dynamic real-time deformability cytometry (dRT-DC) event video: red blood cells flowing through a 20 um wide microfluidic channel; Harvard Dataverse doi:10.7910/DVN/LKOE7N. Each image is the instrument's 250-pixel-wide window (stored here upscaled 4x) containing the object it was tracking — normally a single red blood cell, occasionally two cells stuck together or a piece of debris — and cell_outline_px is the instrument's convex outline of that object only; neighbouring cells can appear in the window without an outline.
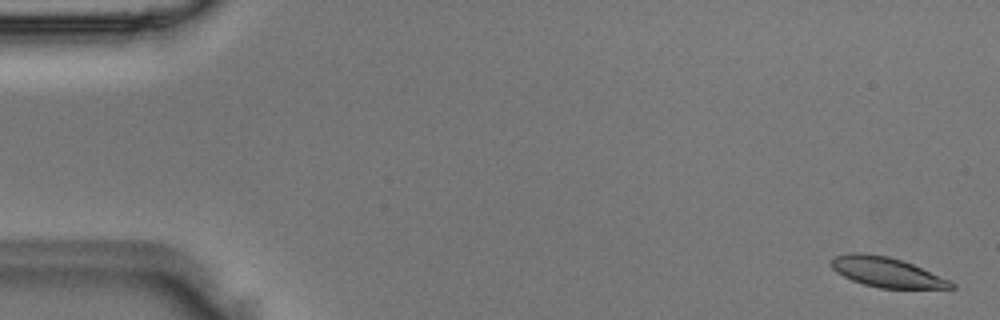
{"species": "Egyptian fruit bat (a non-hibernating species)", "species_latin": "Rousettus aegyptiacus", "temperature_condition": "room temperature", "stored_images_in_passage": 4, "camera_frame_rate_fps": 3000, "um_per_image_px": 0.085, "animal": {"sex": "male"}, "frame": {"image": 1, "passage_image": 1, "time_ms": 0.0, "image_size_px": [1000, 320], "cell_outline_px": [[956, 288], [880, 288], [864, 284], [852, 280], [836, 272], [828, 264], [832, 256], [852, 252], [864, 252], [888, 256], [912, 264], [952, 280], [956, 284]], "centroid_in_image_um": [75.34, 23.12], "position_along_channel_um": 9.7, "area_um2": 21.1}}
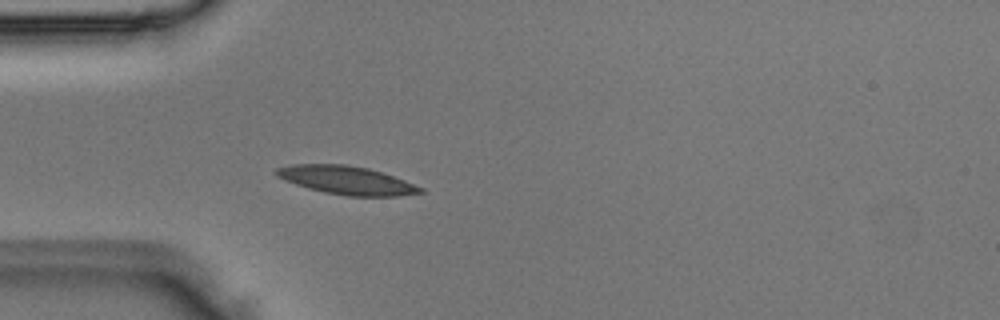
{"frame": {"image": 2, "passage_image": 4, "time_ms": 1.0, "image_size_px": [1000, 320], "cell_outline_px": [[424, 192], [400, 196], [348, 196], [324, 192], [308, 188], [284, 180], [276, 176], [272, 172], [276, 168], [292, 164], [344, 164], [368, 168], [404, 180], [424, 188]], "centroid_in_image_um": [29.43, 15.32], "position_along_channel_um": 55.6, "area_um2": 23.76}}